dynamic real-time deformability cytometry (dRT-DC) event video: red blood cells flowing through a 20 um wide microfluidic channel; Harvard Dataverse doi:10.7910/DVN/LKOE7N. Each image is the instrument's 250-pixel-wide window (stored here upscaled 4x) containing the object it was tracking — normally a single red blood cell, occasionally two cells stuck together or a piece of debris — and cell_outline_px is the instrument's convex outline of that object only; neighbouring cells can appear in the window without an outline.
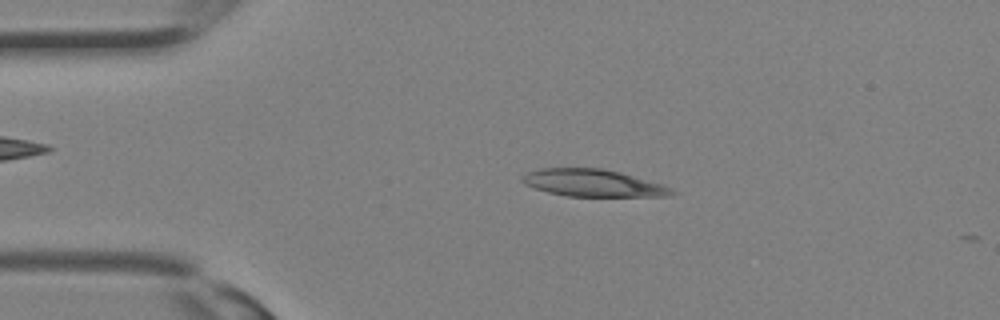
{"species": "Egyptian fruit bat (a non-hibernating species)", "species_latin": "Rousettus aegyptiacus", "temperature_condition": "room temperature", "stored_images_in_passage": 9, "camera_frame_rate_fps": 3000, "um_per_image_px": 0.085, "animal": {"sex": "female"}, "frame": {"image": 1, "passage_image": 6, "time_ms": 1.667, "image_size_px": [1000, 320], "cell_outline_px": [[676, 192], [668, 196], [568, 196], [548, 192], [524, 184], [520, 180], [520, 176], [528, 172], [540, 168], [600, 168], [620, 172], [660, 184], [672, 188]], "centroid_in_image_um": [50.35, 15.55], "position_along_channel_um": 34.6, "area_um2": 23.47}}